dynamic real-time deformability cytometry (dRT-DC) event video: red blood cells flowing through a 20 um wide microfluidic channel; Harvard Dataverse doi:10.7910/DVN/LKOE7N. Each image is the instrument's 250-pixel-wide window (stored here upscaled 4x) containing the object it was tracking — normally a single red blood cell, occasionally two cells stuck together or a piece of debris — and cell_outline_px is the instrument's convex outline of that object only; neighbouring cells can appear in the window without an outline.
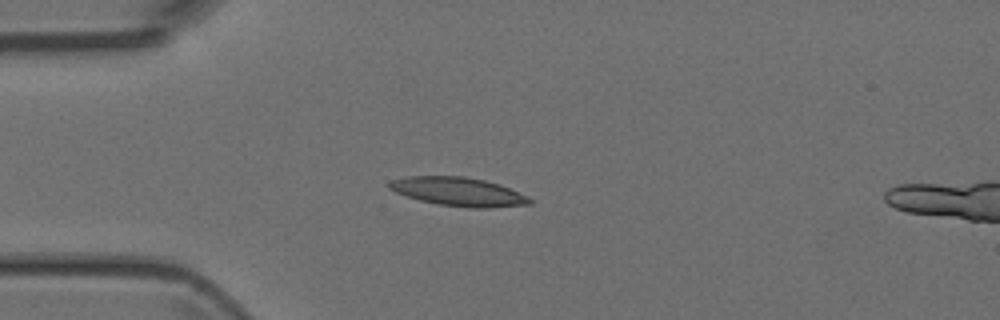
{"species": "Egyptian fruit bat (a non-hibernating species)", "species_latin": "Rousettus aegyptiacus", "temperature_condition": "room temperature", "stored_images_in_passage": 4, "camera_frame_rate_fps": 3000, "um_per_image_px": 0.085, "animal": {"sex": "female"}, "frame": {"image": 1, "passage_image": 3, "time_ms": 2.333, "image_size_px": [1000, 320], "cell_outline_px": [[532, 204], [488, 208], [468, 208], [436, 204], [420, 200], [396, 192], [388, 188], [388, 184], [392, 180], [408, 176], [464, 176], [484, 180], [500, 184], [528, 196], [532, 200]], "centroid_in_image_um": [38.99, 16.3], "position_along_channel_um": 46.0, "area_um2": 23.52}}